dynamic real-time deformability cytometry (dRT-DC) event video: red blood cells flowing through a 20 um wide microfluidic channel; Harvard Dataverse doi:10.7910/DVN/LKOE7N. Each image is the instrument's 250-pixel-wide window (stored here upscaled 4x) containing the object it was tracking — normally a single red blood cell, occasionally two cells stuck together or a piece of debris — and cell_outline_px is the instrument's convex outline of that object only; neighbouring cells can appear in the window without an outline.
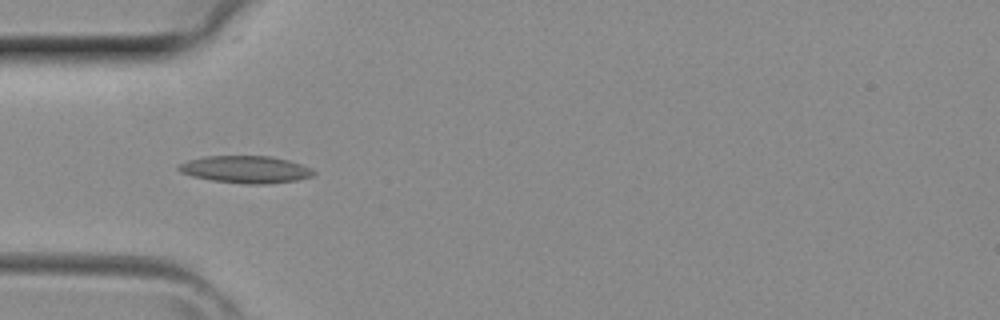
{"species": "common noctule bat (a hibernating species)", "species_latin": "Nyctalus noctula", "temperature_condition": "room temperature", "stored_images_in_passage": 2, "camera_frame_rate_fps": 3000, "um_per_image_px": 0.085, "animal": {"sex": "female", "body_mass_g": 29.2, "forearm_length_mm": 56.3}, "frame": {"image": 1, "passage_image": 1, "time_ms": 0.0, "image_size_px": [1000, 320], "cell_outline_px": [[316, 172], [312, 176], [296, 180], [268, 184], [248, 184], [212, 180], [192, 176], [180, 172], [176, 168], [180, 164], [188, 160], [204, 156], [268, 156], [288, 160], [312, 168]], "centroid_in_image_um": [20.88, 14.4], "position_along_channel_um": 64.1, "area_um2": 21.33}}
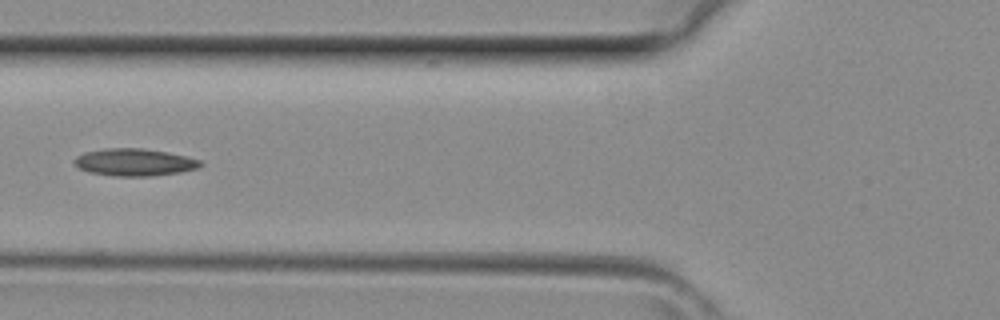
{"frame": {"image": 2, "passage_image": 2, "time_ms": 0.333, "image_size_px": [1000, 320], "cell_outline_px": [[204, 164], [200, 168], [180, 172], [152, 176], [116, 176], [88, 172], [80, 168], [72, 160], [76, 156], [84, 152], [104, 148], [144, 148], [168, 152], [188, 156], [200, 160]], "centroid_in_image_um": [11.46, 13.78], "position_along_channel_um": 114.3, "area_um2": 20.29}}